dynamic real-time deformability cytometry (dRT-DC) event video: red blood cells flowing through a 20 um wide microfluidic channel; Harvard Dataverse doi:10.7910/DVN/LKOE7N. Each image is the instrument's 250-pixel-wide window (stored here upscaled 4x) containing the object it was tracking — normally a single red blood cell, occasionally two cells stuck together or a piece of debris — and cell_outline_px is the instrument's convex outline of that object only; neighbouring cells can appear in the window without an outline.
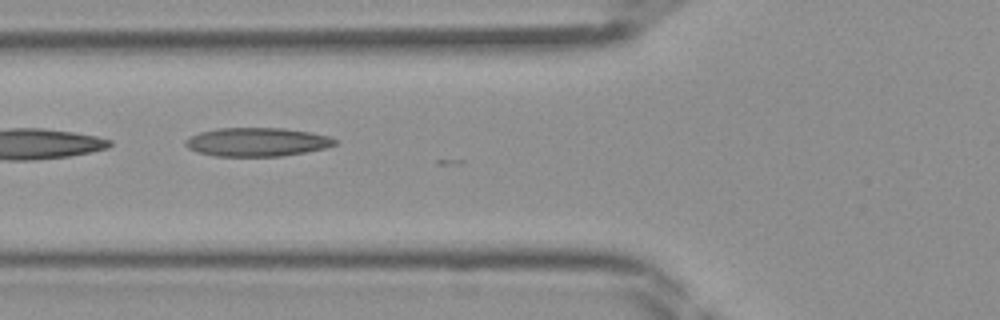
{"species": "Egyptian fruit bat (a non-hibernating species)", "species_latin": "Rousettus aegyptiacus", "temperature_condition": "room temperature", "stored_images_in_passage": 9, "camera_frame_rate_fps": 3000, "um_per_image_px": 0.085, "frame": {"image": 1, "passage_image": 3, "time_ms": 0.667, "image_size_px": [1000, 320], "cell_outline_px": [[340, 144], [324, 148], [304, 152], [280, 156], [216, 156], [196, 152], [188, 148], [184, 144], [184, 140], [200, 132], [216, 128], [284, 128], [312, 132], [328, 136], [336, 140]], "centroid_in_image_um": [21.84, 12.06], "position_along_channel_um": 104.0, "area_um2": 25.03}}
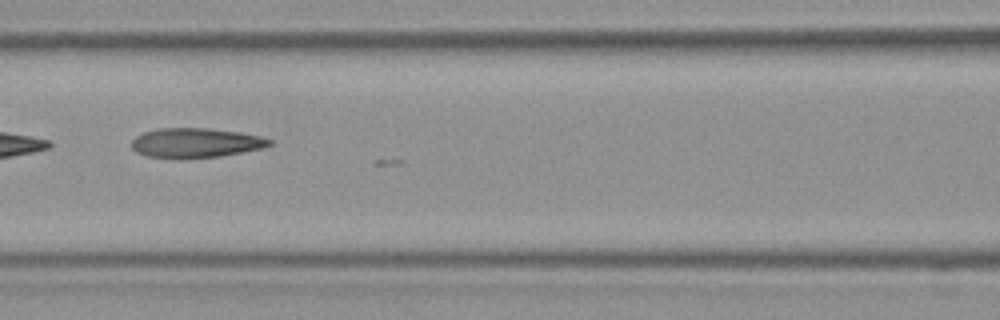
{"frame": {"image": 2, "passage_image": 6, "time_ms": 1.667, "image_size_px": [1000, 320], "cell_outline_px": [[272, 144], [264, 148], [220, 156], [184, 160], [176, 160], [144, 156], [136, 152], [132, 148], [132, 140], [136, 136], [144, 132], [156, 128], [208, 128], [240, 132], [260, 136], [272, 140]], "centroid_in_image_um": [16.6, 12.17], "position_along_channel_um": 150.0, "area_um2": 24.39}}